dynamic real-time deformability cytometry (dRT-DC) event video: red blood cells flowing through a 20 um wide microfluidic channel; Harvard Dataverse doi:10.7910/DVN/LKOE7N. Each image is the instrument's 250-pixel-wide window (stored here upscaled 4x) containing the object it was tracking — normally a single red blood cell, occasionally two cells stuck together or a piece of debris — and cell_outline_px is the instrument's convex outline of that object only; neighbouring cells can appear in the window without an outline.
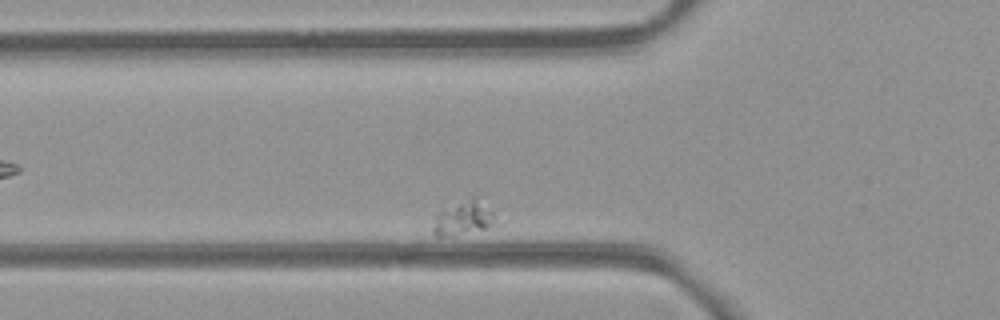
{"species": "common noctule bat (a hibernating species)", "species_latin": "Nyctalus noctula", "temperature_condition": "room temperature", "stored_images_in_passage": 9, "camera_frame_rate_fps": 3000, "um_per_image_px": 0.085, "animal": {"sex": "female", "body_mass_g": 21.9}, "frame": {"image": 1, "passage_image": 6, "time_ms": 6.0, "image_size_px": [1000, 320], "cell_outline_px": [[500, 224], [452, 236], [436, 236], [432, 232], [432, 228], [436, 216], [440, 212], [472, 196], [476, 196], [496, 212]], "centroid_in_image_um": [39.5, 18.54], "position_along_channel_um": 86.3, "area_um2": 12.6}}
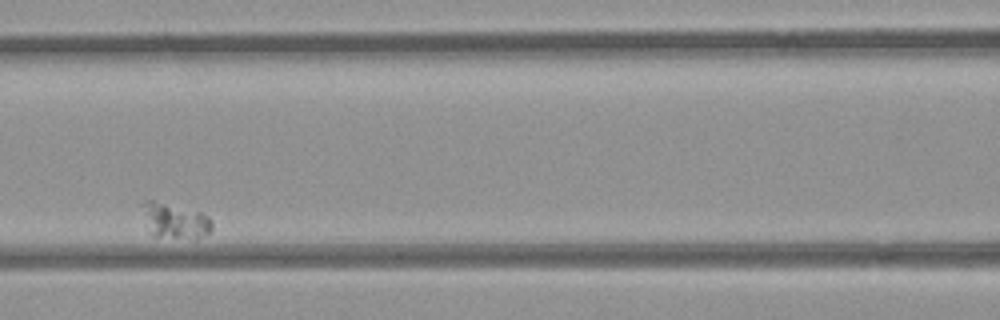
{"frame": {"image": 2, "passage_image": 8, "time_ms": 8.333, "image_size_px": [1000, 320], "cell_outline_px": [[212, 228], [208, 232], [196, 240], [152, 236], [148, 232], [140, 204], [144, 200], [152, 200], [200, 212], [208, 216], [212, 220]], "centroid_in_image_um": [14.83, 18.79], "position_along_channel_um": 151.8, "area_um2": 14.62}}